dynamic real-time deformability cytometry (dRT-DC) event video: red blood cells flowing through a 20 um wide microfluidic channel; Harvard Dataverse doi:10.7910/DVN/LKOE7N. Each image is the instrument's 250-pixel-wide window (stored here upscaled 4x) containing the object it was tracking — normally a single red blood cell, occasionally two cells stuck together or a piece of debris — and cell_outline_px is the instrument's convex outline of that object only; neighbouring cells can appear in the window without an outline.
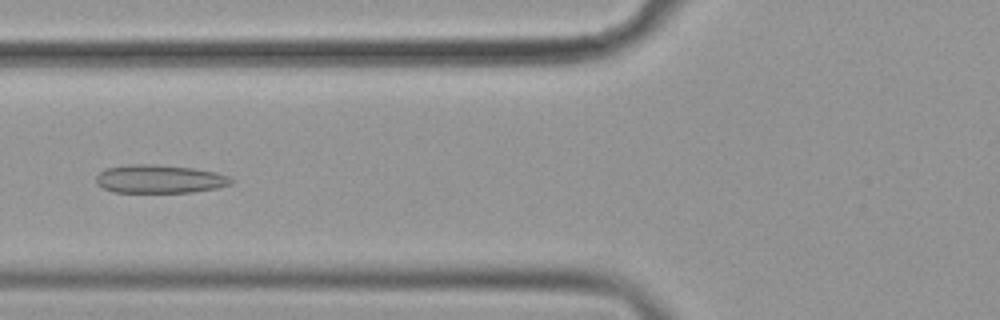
{"species": "common noctule bat (a hibernating species)", "species_latin": "Nyctalus noctula", "temperature_condition": "cold", "stored_images_in_passage": 52, "camera_frame_rate_fps": 3000, "um_per_image_px": 0.085, "animal": {"sex": "female", "body_mass_g": 19.9}, "frame": {"image": 1, "passage_image": 18, "time_ms": 5.667, "image_size_px": [1000, 320], "cell_outline_px": [[232, 184], [216, 188], [192, 192], [112, 192], [96, 184], [96, 176], [104, 168], [128, 164], [152, 164], [192, 168], [216, 172], [228, 176], [232, 180]], "centroid_in_image_um": [13.52, 15.21], "position_along_channel_um": 112.3, "area_um2": 22.31}}
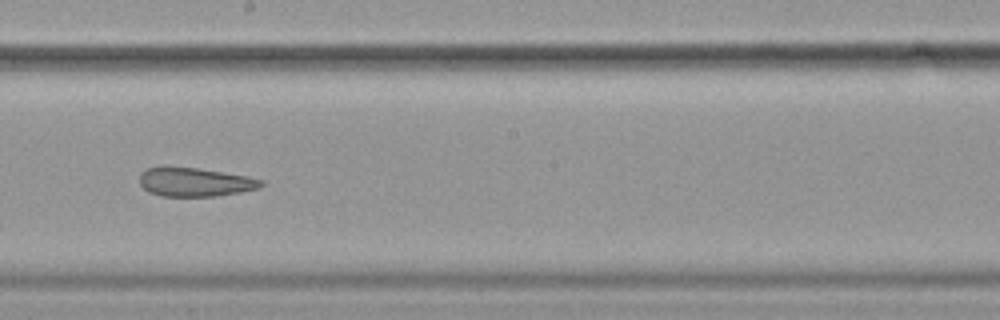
{"frame": {"image": 2, "passage_image": 28, "time_ms": 9.0, "image_size_px": [1000, 320], "cell_outline_px": [[264, 184], [260, 188], [240, 192], [216, 196], [160, 196], [148, 192], [140, 184], [140, 172], [148, 168], [196, 168], [248, 176], [264, 180]], "centroid_in_image_um": [16.61, 15.49], "position_along_channel_um": 231.6, "area_um2": 20.17}}
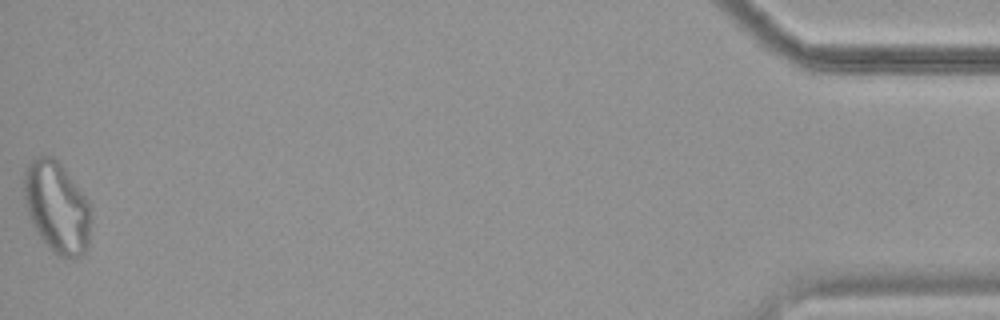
{"frame": {"image": 3, "passage_image": 52, "time_ms": 17.0, "image_size_px": [1000, 320], "cell_outline_px": [[88, 248], [80, 256], [72, 260], [60, 256], [40, 236], [32, 224], [24, 200], [24, 172], [28, 164], [40, 152], [52, 156], [56, 160], [88, 200]], "centroid_in_image_um": [4.79, 17.58], "position_along_channel_um": 430.4, "area_um2": 34.85}, "authors_computed_cell_mechanics": {"area_um2": 25.2875, "velocity_mm_per_s": 3.5828, "shape_relaxation_time_tau1_ms": null, "shape_relaxation_time_tau2_ms": 3.6852, "deformation_change_tau1": null, "deformation_change_tau2": 0.1033}}